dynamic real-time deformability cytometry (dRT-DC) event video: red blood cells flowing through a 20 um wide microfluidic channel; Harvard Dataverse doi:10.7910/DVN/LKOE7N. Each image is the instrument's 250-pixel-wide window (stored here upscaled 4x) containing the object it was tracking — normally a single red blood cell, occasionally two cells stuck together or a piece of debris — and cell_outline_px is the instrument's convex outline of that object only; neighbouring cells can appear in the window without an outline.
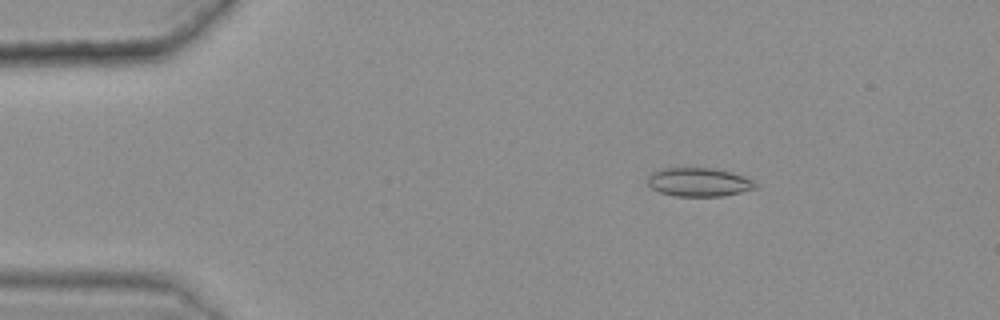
{"species": "common noctule bat (a hibernating species)", "species_latin": "Nyctalus noctula", "temperature_condition": "warm", "stored_images_in_passage": 50, "camera_frame_rate_fps": 3000, "um_per_image_px": 0.085, "animal": {"sex": "female", "body_mass_g": 25.1}, "frame": {"image": 1, "passage_image": 10, "time_ms": 3.0, "image_size_px": [1000, 320], "cell_outline_px": [[756, 188], [724, 196], [676, 196], [660, 192], [652, 188], [648, 184], [648, 176], [652, 172], [664, 168], [716, 168], [732, 172], [744, 176], [752, 180], [756, 184]], "centroid_in_image_um": [59.41, 15.47], "position_along_channel_um": 25.6, "area_um2": 17.98}}
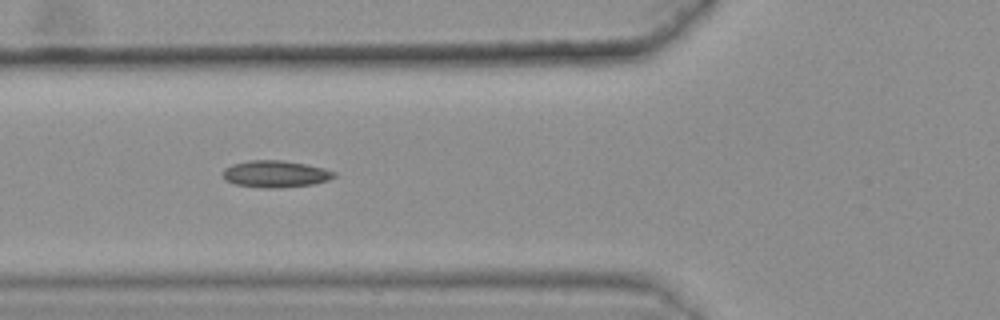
{"frame": {"image": 2, "passage_image": 22, "time_ms": 7.0, "image_size_px": [1000, 320], "cell_outline_px": [[336, 176], [328, 180], [312, 184], [280, 188], [264, 188], [236, 184], [224, 180], [220, 172], [224, 168], [232, 164], [248, 160], [284, 160], [324, 168], [336, 172]], "centroid_in_image_um": [23.37, 14.78], "position_along_channel_um": 102.4, "area_um2": 17.57}}
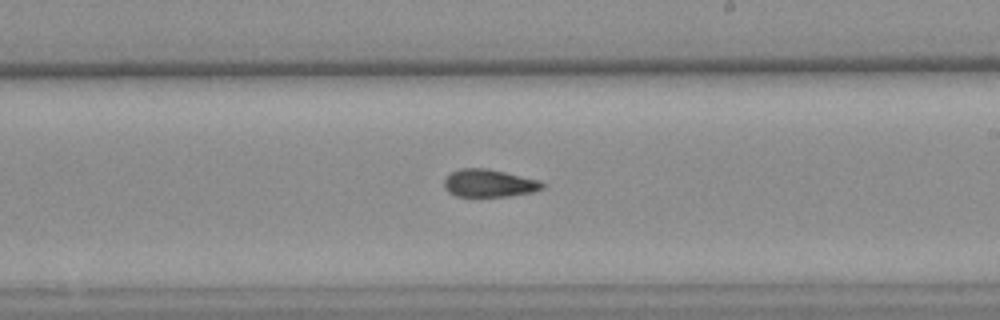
{"frame": {"image": 3, "passage_image": 34, "time_ms": 11.0, "image_size_px": [1000, 320], "cell_outline_px": [[548, 184], [544, 188], [532, 192], [512, 196], [456, 196], [448, 192], [444, 188], [444, 180], [452, 172], [460, 168], [488, 168], [540, 180]], "centroid_in_image_um": [41.61, 15.57], "position_along_channel_um": 247.4, "area_um2": 16.01}, "authors_computed_cell_mechanics": {"area_um2": 16.6464, "velocity_mm_per_s": 3.6237, "shape_relaxation_time_tau1_ms": null, "shape_relaxation_time_tau2_ms": 4.6047, "deformation_change_tau1": null, "deformation_change_tau2": 0.1083}}